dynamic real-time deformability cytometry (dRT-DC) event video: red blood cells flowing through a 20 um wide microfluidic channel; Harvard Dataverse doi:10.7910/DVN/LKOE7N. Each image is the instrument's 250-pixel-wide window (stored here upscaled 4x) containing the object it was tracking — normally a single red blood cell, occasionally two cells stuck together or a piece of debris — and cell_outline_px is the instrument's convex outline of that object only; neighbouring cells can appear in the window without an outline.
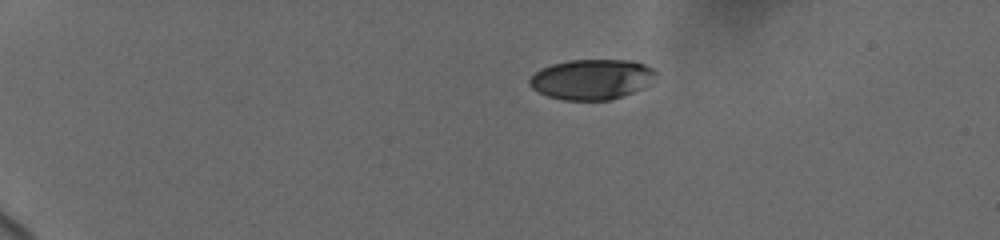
{"species": "human", "species_latin": "Homo sapiens", "temperature_condition": "cold", "stored_images_in_passage": 9, "camera_frame_rate_fps": 3000, "um_per_image_px": 0.085, "donor": {"sex": "female"}, "frame": {"image": 1, "passage_image": 1, "time_ms": 0.0, "image_size_px": [1000, 240], "cell_outline_px": [[656, 72], [648, 84], [644, 88], [624, 96], [612, 100], [564, 100], [548, 96], [532, 88], [528, 84], [528, 80], [540, 68], [552, 64], [568, 60], [632, 60], [644, 64], [652, 68]], "centroid_in_image_um": [50.28, 6.74], "position_along_channel_um": 34.7, "area_um2": 29.65}}
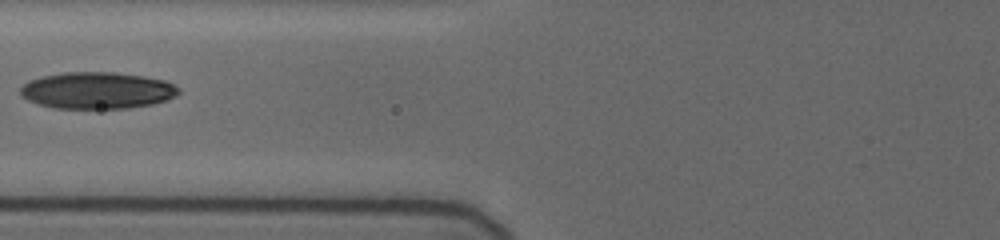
{"frame": {"image": 2, "passage_image": 7, "time_ms": 4.667, "image_size_px": [1000, 240], "cell_outline_px": [[180, 92], [176, 96], [168, 100], [152, 104], [128, 108], [52, 108], [36, 104], [20, 96], [20, 88], [28, 80], [44, 76], [64, 72], [112, 72], [144, 76], [164, 80], [180, 88]], "centroid_in_image_um": [8.25, 7.69], "position_along_channel_um": 117.6, "area_um2": 34.04}}
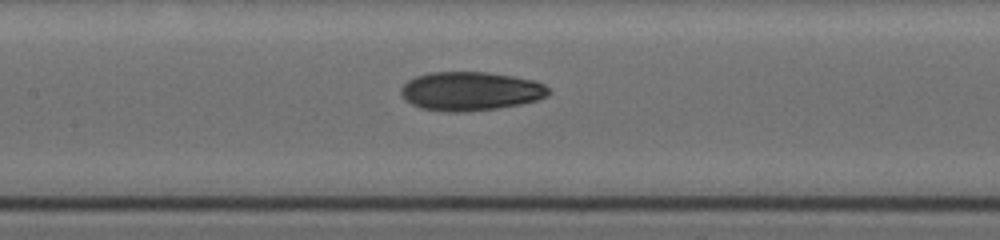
{"frame": {"image": 3, "passage_image": 9, "time_ms": 6.0, "image_size_px": [1000, 240], "cell_outline_px": [[552, 92], [548, 96], [536, 100], [520, 104], [496, 108], [460, 112], [448, 112], [420, 108], [404, 100], [400, 92], [400, 88], [408, 80], [416, 76], [428, 72], [488, 72], [536, 80], [544, 84]], "centroid_in_image_um": [39.98, 7.74], "position_along_channel_um": 167.4, "area_um2": 33.58}}